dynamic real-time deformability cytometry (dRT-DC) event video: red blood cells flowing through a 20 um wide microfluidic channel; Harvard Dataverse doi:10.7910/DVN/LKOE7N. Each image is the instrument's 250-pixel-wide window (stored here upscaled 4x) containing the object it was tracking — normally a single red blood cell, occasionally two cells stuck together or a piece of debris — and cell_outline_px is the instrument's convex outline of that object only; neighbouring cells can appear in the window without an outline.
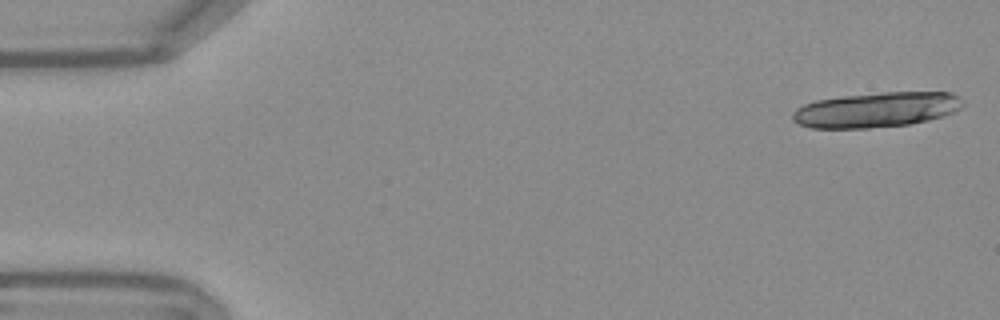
{"species": "Egyptian fruit bat (a non-hibernating species)", "species_latin": "Rousettus aegyptiacus", "temperature_condition": "warm", "stored_images_in_passage": 8, "camera_frame_rate_fps": 3000, "um_per_image_px": 0.085, "frame": {"image": 1, "passage_image": 1, "time_ms": 0.0, "image_size_px": [1000, 320], "cell_outline_px": [[964, 104], [960, 108], [944, 116], [928, 120], [908, 124], [868, 128], [812, 128], [800, 124], [792, 120], [792, 112], [796, 108], [804, 104], [816, 100], [844, 96], [884, 92], [952, 92], [960, 96]], "centroid_in_image_um": [74.5, 9.32], "position_along_channel_um": 10.5, "area_um2": 34.8}}